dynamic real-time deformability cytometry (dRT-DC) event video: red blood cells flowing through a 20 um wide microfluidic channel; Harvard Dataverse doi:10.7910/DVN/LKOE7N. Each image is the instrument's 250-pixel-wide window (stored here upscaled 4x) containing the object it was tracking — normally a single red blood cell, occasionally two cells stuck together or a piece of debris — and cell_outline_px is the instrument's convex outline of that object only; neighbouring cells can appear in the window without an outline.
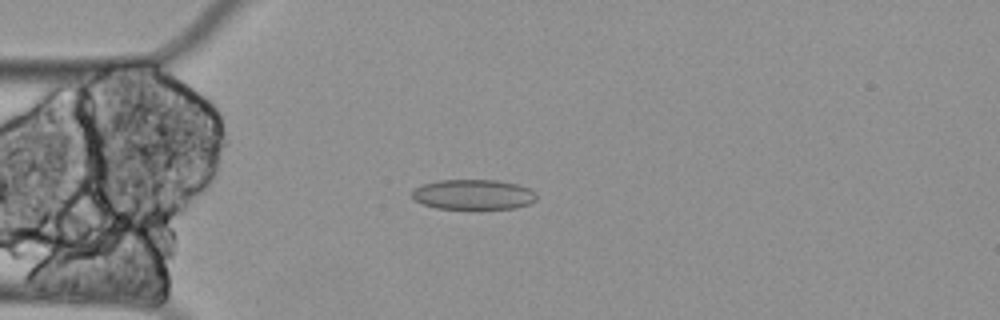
{"species": "Egyptian fruit bat (a non-hibernating species)", "species_latin": "Rousettus aegyptiacus", "temperature_condition": "cold", "stored_images_in_passage": 59, "camera_frame_rate_fps": 3000, "um_per_image_px": 0.085, "animal": {"sex": "female"}, "frame": {"image": 1, "passage_image": 15, "time_ms": 4.667, "image_size_px": [1000, 320], "cell_outline_px": [[536, 200], [528, 204], [516, 208], [436, 208], [412, 200], [412, 192], [416, 188], [424, 184], [440, 180], [496, 180], [516, 184], [528, 188], [536, 192]], "centroid_in_image_um": [40.23, 16.53], "position_along_channel_um": 44.8, "area_um2": 21.62}}
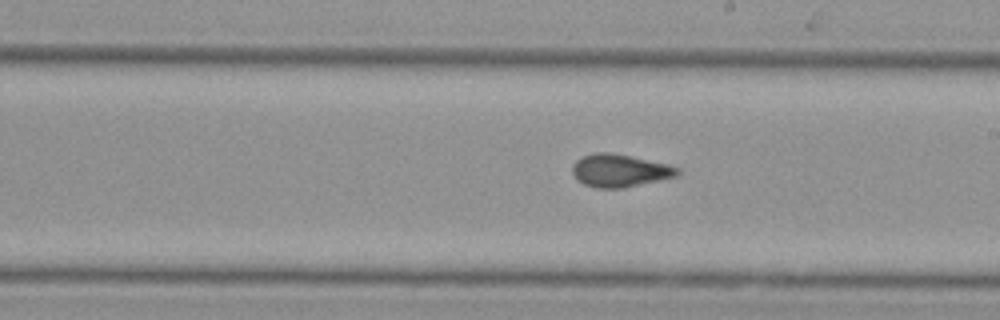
{"frame": {"image": 2, "passage_image": 33, "time_ms": 10.667, "image_size_px": [1000, 320], "cell_outline_px": [[680, 172], [676, 176], [660, 180], [624, 188], [596, 188], [584, 184], [576, 180], [572, 172], [572, 164], [580, 156], [596, 152], [608, 152], [668, 164], [680, 168]], "centroid_in_image_um": [52.64, 14.5], "position_along_channel_um": 236.4, "area_um2": 20.11}}
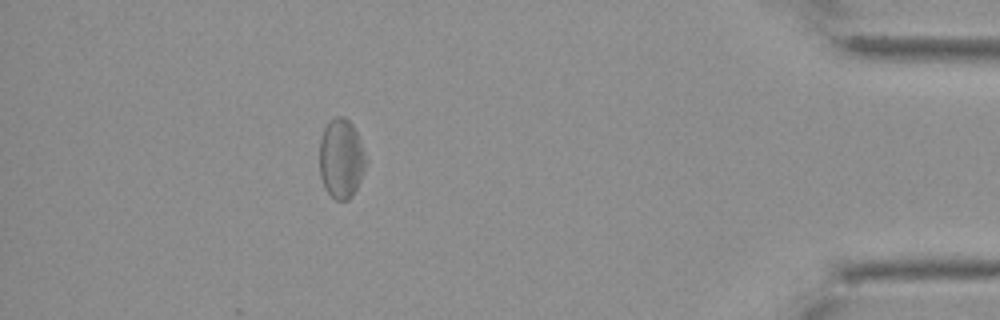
{"frame": {"image": 3, "passage_image": 53, "time_ms": 17.333, "image_size_px": [1000, 320], "cell_outline_px": [[368, 160], [360, 180], [352, 196], [348, 200], [336, 200], [324, 188], [320, 176], [320, 140], [324, 128], [328, 120], [336, 116], [344, 116], [352, 124], [356, 132]], "centroid_in_image_um": [29.0, 13.47], "position_along_channel_um": 406.2, "area_um2": 21.56}, "authors_computed_cell_mechanics": {"area_um2": 21.097, "velocity_mm_per_s": 3.2841, "shape_relaxation_time_tau1_ms": 0.0413, "shape_relaxation_time_tau2_ms": 5.1302, "deformation_change_tau1": 0.0051, "deformation_change_tau2": 0.0691}}